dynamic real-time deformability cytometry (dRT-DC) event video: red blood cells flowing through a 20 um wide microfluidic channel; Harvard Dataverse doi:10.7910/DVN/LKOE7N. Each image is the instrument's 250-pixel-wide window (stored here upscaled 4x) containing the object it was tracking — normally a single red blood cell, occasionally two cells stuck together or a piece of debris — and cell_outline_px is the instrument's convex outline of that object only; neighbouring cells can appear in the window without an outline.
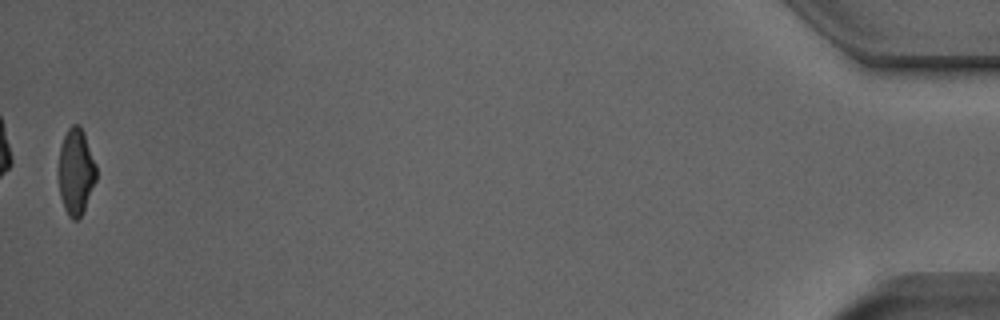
{"species": "Egyptian fruit bat (a non-hibernating species)", "species_latin": "Rousettus aegyptiacus", "temperature_condition": "room temperature", "stored_images_in_passage": 39, "camera_frame_rate_fps": 3000, "um_per_image_px": 0.085, "animal": {"sex": "male"}, "frame": {"image": 1, "passage_image": 39, "time_ms": 12.667, "image_size_px": [1000, 320], "cell_outline_px": [[96, 180], [84, 208], [80, 216], [76, 220], [72, 220], [68, 216], [64, 208], [60, 196], [60, 144], [68, 128], [72, 124], [80, 124], [84, 132], [96, 164]], "centroid_in_image_um": [6.47, 14.56], "position_along_channel_um": 428.7, "area_um2": 18.67}, "authors_computed_cell_mechanics": {"area_um2": 20.4612, "velocity_mm_per_s": 3.9798, "shape_relaxation_time_tau1_ms": 3.6983, "shape_relaxation_time_tau2_ms": 1.9096, "deformation_change_tau1": 0.1787, "deformation_change_tau2": 0.0967}}